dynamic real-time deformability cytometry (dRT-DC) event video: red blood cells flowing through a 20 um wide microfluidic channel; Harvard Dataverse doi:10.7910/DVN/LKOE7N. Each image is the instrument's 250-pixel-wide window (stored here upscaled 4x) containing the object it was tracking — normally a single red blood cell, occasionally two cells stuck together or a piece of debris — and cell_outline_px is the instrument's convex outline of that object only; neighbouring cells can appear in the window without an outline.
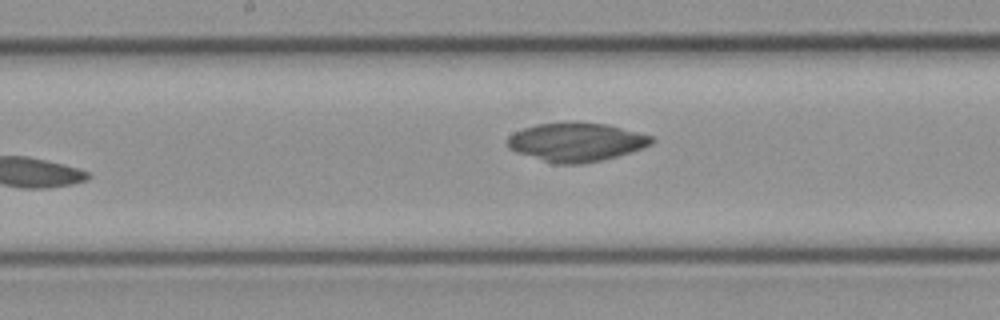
{"species": "common noctule bat (a hibernating species)", "species_latin": "Nyctalus noctula", "temperature_condition": "cold", "stored_images_in_passage": 17, "segment_of_instrument_passage": [2, 2], "camera_frame_rate_fps": 3000, "um_per_image_px": 0.085, "animal": {"sex": "female", "body_mass_g": 21.9}, "frame": {"image": 1, "passage_image": 17, "time_ms": 5.333, "image_size_px": [1000, 320], "cell_outline_px": [[656, 140], [652, 144], [644, 148], [632, 152], [604, 160], [580, 164], [552, 164], [516, 152], [508, 148], [504, 144], [504, 140], [508, 136], [524, 128], [536, 124], [564, 120], [572, 120], [604, 124], [652, 136]], "centroid_in_image_um": [48.93, 12.07], "position_along_channel_um": 199.3, "area_um2": 33.29}}